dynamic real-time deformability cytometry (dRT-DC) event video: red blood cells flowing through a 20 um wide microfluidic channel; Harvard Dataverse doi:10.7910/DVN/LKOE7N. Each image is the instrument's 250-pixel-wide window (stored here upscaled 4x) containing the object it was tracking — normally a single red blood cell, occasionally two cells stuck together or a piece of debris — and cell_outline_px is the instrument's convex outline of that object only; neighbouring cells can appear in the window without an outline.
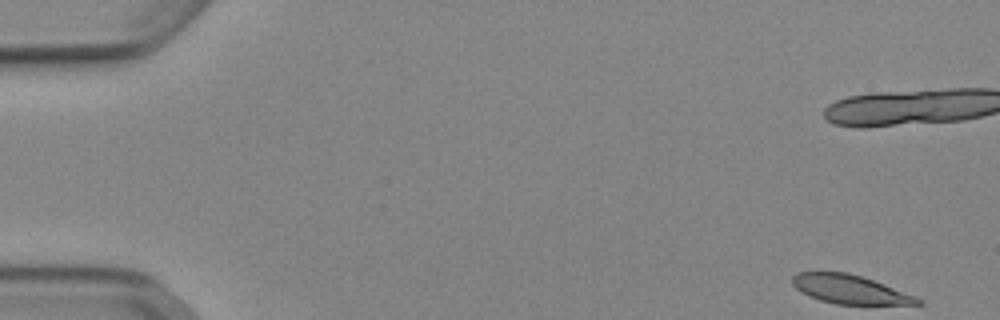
{"species": "Egyptian fruit bat (a non-hibernating species)", "species_latin": "Rousettus aegyptiacus", "temperature_condition": "cold", "stored_images_in_passage": 15, "camera_frame_rate_fps": 3000, "um_per_image_px": 0.085, "animal": {"sex": "female"}, "frame": {"image": 1, "passage_image": 1, "time_ms": 0.0, "image_size_px": [1000, 320], "cell_outline_px": [[924, 304], [836, 304], [820, 300], [808, 296], [800, 292], [792, 284], [792, 276], [796, 272], [848, 272], [884, 284], [916, 296], [924, 300]], "centroid_in_image_um": [72.23, 24.59], "position_along_channel_um": 12.8, "area_um2": 20.98}}